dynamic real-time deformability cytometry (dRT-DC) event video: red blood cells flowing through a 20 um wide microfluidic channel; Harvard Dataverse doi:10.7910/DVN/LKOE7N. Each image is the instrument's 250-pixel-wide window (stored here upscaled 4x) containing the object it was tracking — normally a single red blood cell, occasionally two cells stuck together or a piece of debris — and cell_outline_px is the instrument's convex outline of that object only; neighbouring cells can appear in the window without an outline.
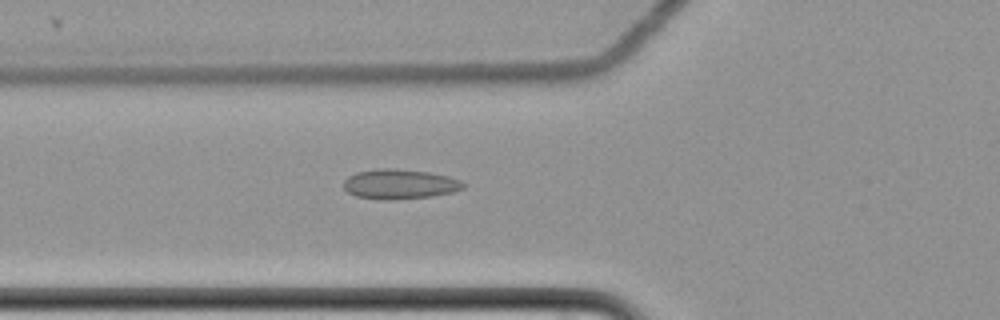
{"species": "common noctule bat (a hibernating species)", "species_latin": "Nyctalus noctula", "temperature_condition": "cold", "stored_images_in_passage": 61, "camera_frame_rate_fps": 3000, "um_per_image_px": 0.085, "animal": {"sex": "female", "body_mass_g": 22.7, "forearm_length_mm": 54.2}, "frame": {"image": 1, "passage_image": 24, "time_ms": 7.667, "image_size_px": [1000, 320], "cell_outline_px": [[468, 184], [464, 188], [452, 192], [432, 196], [396, 200], [380, 200], [356, 196], [348, 192], [344, 188], [344, 180], [348, 176], [356, 172], [380, 168], [396, 168], [428, 172], [448, 176], [460, 180]], "centroid_in_image_um": [33.98, 15.65], "position_along_channel_um": 91.8, "area_um2": 21.04}}
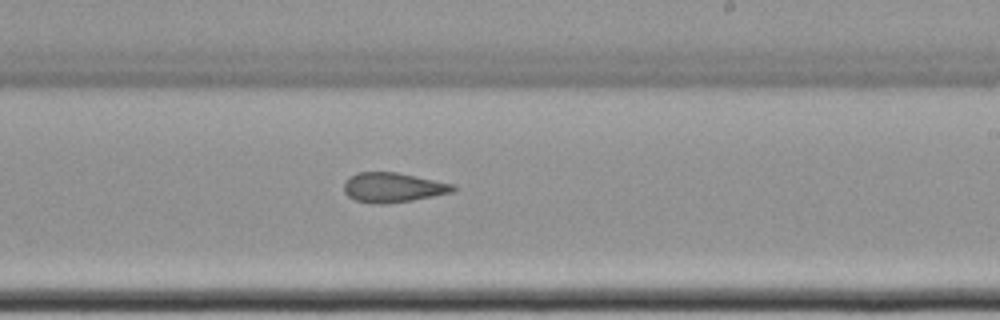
{"frame": {"image": 2, "passage_image": 38, "time_ms": 12.333, "image_size_px": [1000, 320], "cell_outline_px": [[456, 188], [452, 192], [412, 200], [380, 204], [376, 204], [356, 200], [348, 196], [344, 192], [344, 184], [348, 176], [356, 172], [396, 172], [452, 184]], "centroid_in_image_um": [33.34, 15.92], "position_along_channel_um": 255.7, "area_um2": 18.61}}
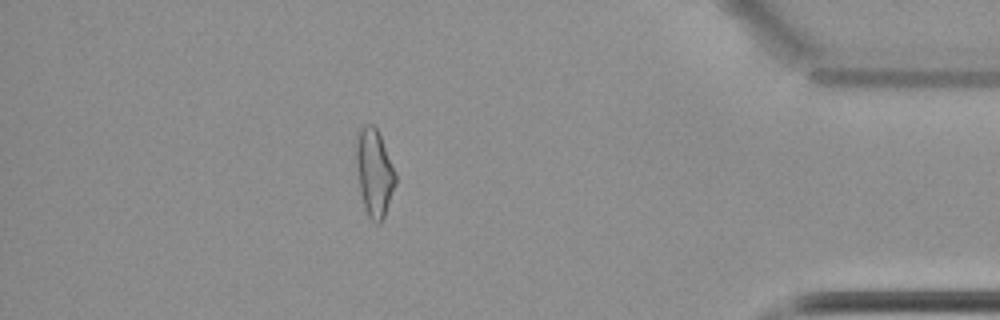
{"frame": {"image": 3, "passage_image": 54, "time_ms": 17.667, "image_size_px": [1000, 320], "cell_outline_px": [[396, 184], [384, 216], [380, 224], [376, 224], [368, 216], [364, 208], [360, 192], [356, 164], [356, 136], [360, 124], [372, 124], [376, 128], [380, 136], [396, 172]], "centroid_in_image_um": [31.8, 14.66], "position_along_channel_um": 403.4, "area_um2": 20.17}, "authors_computed_cell_mechanics": {"area_um2": 20.5768, "velocity_mm_per_s": 3.5063, "shape_relaxation_time_tau1_ms": null, "shape_relaxation_time_tau2_ms": 2.3367, "deformation_change_tau1": null, "deformation_change_tau2": 0.0858}}